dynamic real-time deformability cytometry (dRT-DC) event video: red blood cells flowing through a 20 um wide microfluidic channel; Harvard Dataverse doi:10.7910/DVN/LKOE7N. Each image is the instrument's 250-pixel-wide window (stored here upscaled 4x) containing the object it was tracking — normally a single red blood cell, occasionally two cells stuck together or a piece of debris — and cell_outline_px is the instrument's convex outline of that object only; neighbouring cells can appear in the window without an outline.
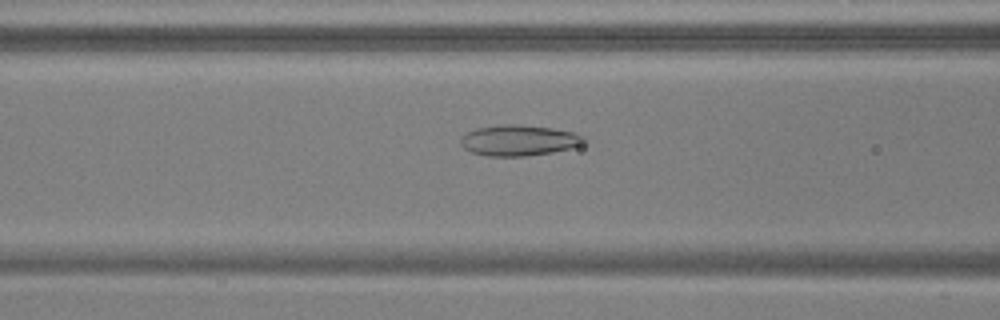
{"species": "common noctule bat (a hibernating species)", "species_latin": "Nyctalus noctula", "temperature_condition": "warm", "stored_images_in_passage": 54, "camera_frame_rate_fps": 3000, "um_per_image_px": 0.085, "animal": {"sex": "male", "body_mass_g": 17.9, "forearm_length_mm": 54.2}, "frame": {"image": 1, "passage_image": 23, "time_ms": 7.333, "image_size_px": [1000, 320], "cell_outline_px": [[584, 144], [552, 152], [528, 156], [488, 156], [472, 152], [464, 148], [460, 144], [460, 140], [468, 132], [476, 128], [496, 124], [512, 124], [552, 128], [576, 132], [584, 136]], "centroid_in_image_um": [44.1, 11.92], "position_along_channel_um": 122.5, "area_um2": 22.08}}
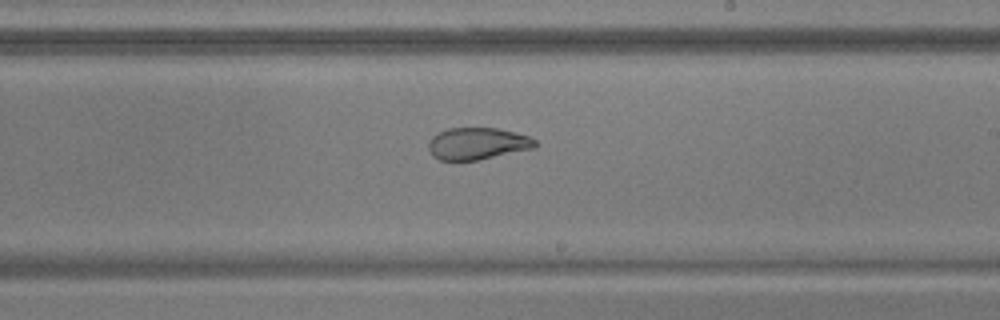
{"frame": {"image": 2, "passage_image": 33, "time_ms": 10.667, "image_size_px": [1000, 320], "cell_outline_px": [[536, 144], [532, 148], [476, 160], [440, 160], [432, 156], [428, 148], [428, 144], [432, 136], [436, 132], [448, 128], [496, 128], [528, 136], [536, 140]], "centroid_in_image_um": [40.5, 12.2], "position_along_channel_um": 248.5, "area_um2": 19.59}}
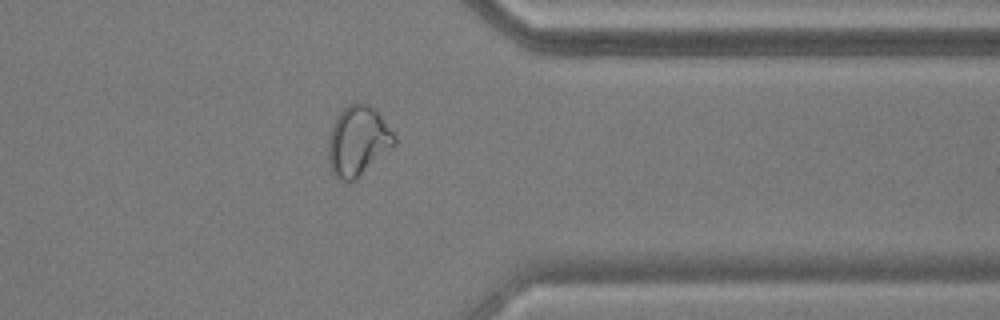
{"frame": {"image": 3, "passage_image": 44, "time_ms": 14.333, "image_size_px": [1000, 320], "cell_outline_px": [[396, 144], [356, 180], [348, 184], [344, 184], [332, 172], [328, 164], [328, 140], [332, 124], [336, 116], [348, 104], [356, 100], [368, 104], [380, 116], [396, 136]], "centroid_in_image_um": [30.39, 12.01], "position_along_channel_um": 381.0, "area_um2": 27.28}, "authors_computed_cell_mechanics": {"area_um2": 25.9811, "velocity_mm_per_s": 3.7796, "shape_relaxation_time_tau1_ms": null, "shape_relaxation_time_tau2_ms": 1.532, "deformation_change_tau1": null, "deformation_change_tau2": 0.0713}}